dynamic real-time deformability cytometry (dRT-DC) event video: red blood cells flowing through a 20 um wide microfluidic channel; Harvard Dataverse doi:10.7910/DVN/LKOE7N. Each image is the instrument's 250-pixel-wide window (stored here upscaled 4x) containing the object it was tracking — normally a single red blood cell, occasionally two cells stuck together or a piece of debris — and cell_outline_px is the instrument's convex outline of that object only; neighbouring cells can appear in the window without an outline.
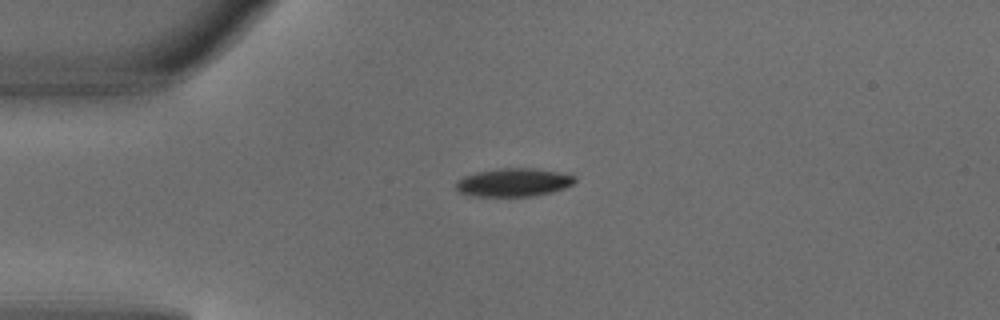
{"species": "common noctule bat (a hibernating species)", "species_latin": "Nyctalus noctula", "temperature_condition": "warm", "stored_images_in_passage": 4, "camera_frame_rate_fps": 3000, "um_per_image_px": 0.085, "animal": {"sex": "male", "body_mass_g": 18.8}, "frame": {"image": 1, "passage_image": 4, "time_ms": 1.0, "image_size_px": [1000, 320], "cell_outline_px": [[576, 180], [572, 184], [564, 188], [552, 192], [532, 196], [472, 196], [460, 192], [456, 188], [456, 180], [464, 176], [476, 172], [500, 168], [536, 168], [560, 172], [576, 176]], "centroid_in_image_um": [43.66, 15.49], "position_along_channel_um": 41.3, "area_um2": 19.65}}